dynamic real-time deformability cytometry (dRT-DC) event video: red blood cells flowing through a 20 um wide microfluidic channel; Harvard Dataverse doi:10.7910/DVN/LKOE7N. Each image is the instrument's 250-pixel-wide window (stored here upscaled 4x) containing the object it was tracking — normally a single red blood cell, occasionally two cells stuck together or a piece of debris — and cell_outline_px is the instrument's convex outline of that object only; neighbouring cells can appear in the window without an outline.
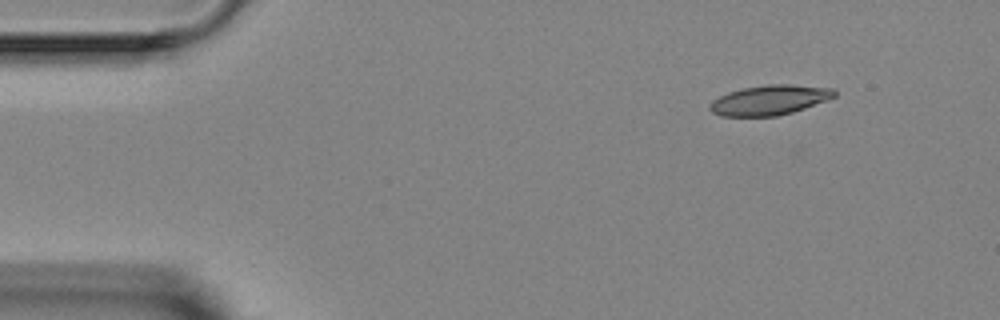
{"species": "Egyptian fruit bat (a non-hibernating species)", "species_latin": "Rousettus aegyptiacus", "temperature_condition": "room temperature", "stored_images_in_passage": 3, "camera_frame_rate_fps": 3000, "um_per_image_px": 0.085, "animal": {"sex": "female"}, "frame": {"image": 1, "passage_image": 1, "time_ms": 0.0, "image_size_px": [1000, 320], "cell_outline_px": [[836, 96], [828, 100], [792, 112], [776, 116], [720, 116], [712, 112], [708, 108], [708, 104], [712, 100], [728, 92], [744, 88], [764, 84], [792, 84], [832, 88], [836, 92]], "centroid_in_image_um": [65.4, 8.5], "position_along_channel_um": 19.6, "area_um2": 21.79}}
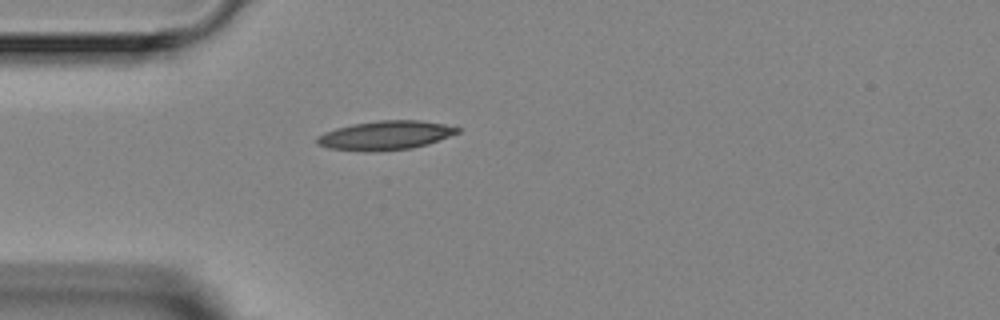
{"frame": {"image": 2, "passage_image": 3, "time_ms": 2.667, "image_size_px": [1000, 320], "cell_outline_px": [[460, 132], [428, 144], [412, 148], [328, 148], [316, 144], [316, 136], [324, 132], [336, 128], [352, 124], [380, 120], [420, 120], [444, 124], [460, 128]], "centroid_in_image_um": [32.8, 11.44], "position_along_channel_um": 52.2, "area_um2": 22.6}}